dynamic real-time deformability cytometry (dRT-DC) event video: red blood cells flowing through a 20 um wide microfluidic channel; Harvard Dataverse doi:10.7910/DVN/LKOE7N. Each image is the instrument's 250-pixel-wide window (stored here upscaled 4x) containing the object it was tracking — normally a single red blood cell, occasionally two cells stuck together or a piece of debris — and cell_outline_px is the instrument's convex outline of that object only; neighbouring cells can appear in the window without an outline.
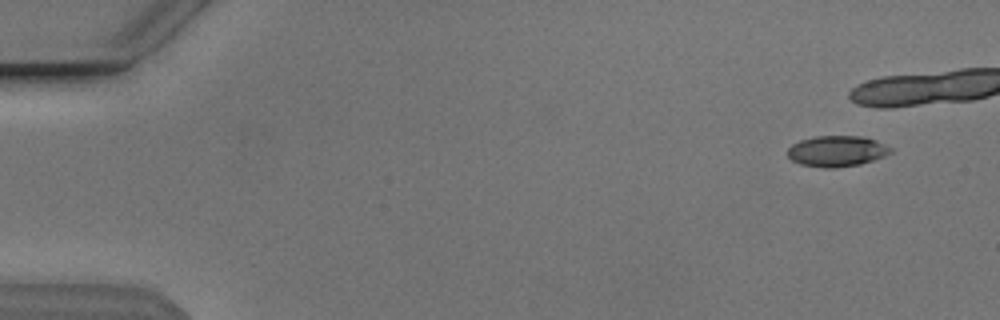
{"species": "Egyptian fruit bat (a non-hibernating species)", "species_latin": "Rousettus aegyptiacus", "temperature_condition": "cold", "stored_images_in_passage": 13, "camera_frame_rate_fps": 3000, "um_per_image_px": 0.085, "animal": {"sex": "male"}, "frame": {"image": 1, "passage_image": 4, "time_ms": 1.0, "image_size_px": [1000, 320], "cell_outline_px": [[892, 152], [884, 156], [860, 164], [832, 168], [824, 168], [800, 164], [792, 160], [788, 156], [788, 148], [792, 144], [800, 140], [812, 136], [860, 136], [876, 140], [892, 148]], "centroid_in_image_um": [71.11, 12.84], "position_along_channel_um": 13.9, "area_um2": 18.5}}